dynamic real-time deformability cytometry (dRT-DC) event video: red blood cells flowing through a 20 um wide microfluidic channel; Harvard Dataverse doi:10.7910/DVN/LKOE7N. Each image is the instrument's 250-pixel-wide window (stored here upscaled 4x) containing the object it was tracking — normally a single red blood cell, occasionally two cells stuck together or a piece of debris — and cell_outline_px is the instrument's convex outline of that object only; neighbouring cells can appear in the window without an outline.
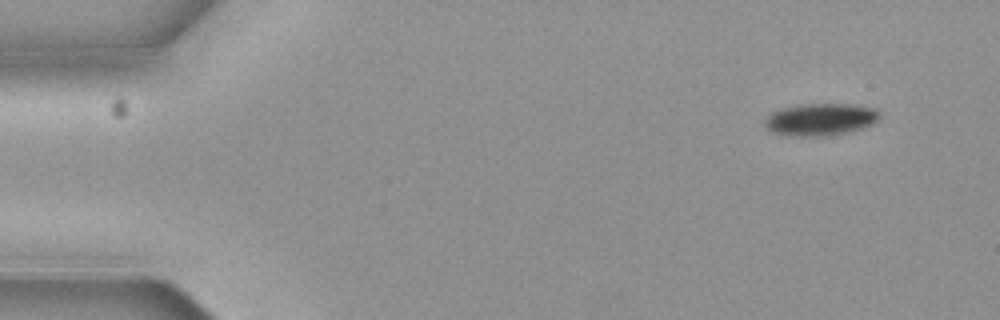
{"species": "common noctule bat (a hibernating species)", "species_latin": "Nyctalus noctula", "temperature_condition": "cold", "stored_images_in_passage": 9, "camera_frame_rate_fps": 3000, "um_per_image_px": 0.085, "animal": {"sex": "female", "body_mass_g": 19.3, "forearm_length_mm": 54.1}, "frame": {"image": 1, "passage_image": 1, "time_ms": 0.0, "image_size_px": [1000, 320], "cell_outline_px": [[880, 116], [872, 124], [860, 128], [844, 132], [820, 136], [800, 136], [772, 132], [764, 124], [764, 120], [772, 112], [780, 108], [804, 104], [852, 104], [876, 108], [880, 112]], "centroid_in_image_um": [69.74, 10.13], "position_along_channel_um": 15.3, "area_um2": 21.21}}
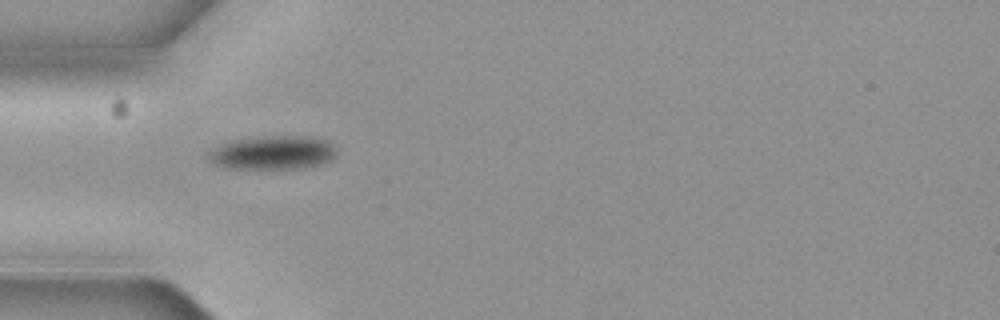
{"frame": {"image": 2, "passage_image": 4, "time_ms": 1.0, "image_size_px": [1000, 320], "cell_outline_px": [[336, 156], [332, 160], [300, 168], [228, 168], [216, 164], [208, 152], [212, 148], [220, 144], [232, 140], [264, 136], [312, 136], [328, 140], [332, 144], [336, 152]], "centroid_in_image_um": [23.23, 12.95], "position_along_channel_um": 61.8, "area_um2": 24.91}}
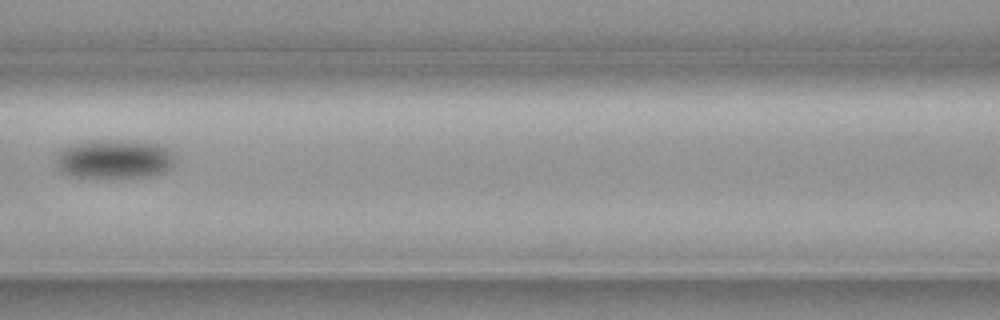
{"frame": {"image": 3, "passage_image": 6, "time_ms": 1.667, "image_size_px": [1000, 320], "cell_outline_px": [[176, 160], [164, 172], [148, 176], [76, 176], [60, 172], [56, 164], [56, 160], [60, 152], [68, 144], [84, 140], [136, 140], [160, 144], [176, 152]], "centroid_in_image_um": [9.76, 13.47], "position_along_channel_um": 156.8, "area_um2": 27.22}}